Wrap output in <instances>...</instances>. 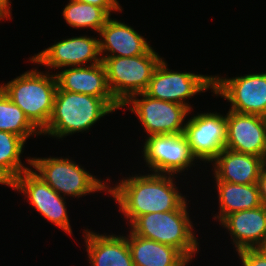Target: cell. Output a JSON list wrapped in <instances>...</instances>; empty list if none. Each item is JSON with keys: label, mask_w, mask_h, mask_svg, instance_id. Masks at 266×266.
<instances>
[{"label": "cell", "mask_w": 266, "mask_h": 266, "mask_svg": "<svg viewBox=\"0 0 266 266\" xmlns=\"http://www.w3.org/2000/svg\"><path fill=\"white\" fill-rule=\"evenodd\" d=\"M150 173L123 178L114 187L108 185L106 193L115 199L129 224L141 215L177 210L186 201L175 186L173 177L177 176Z\"/></svg>", "instance_id": "obj_1"}, {"label": "cell", "mask_w": 266, "mask_h": 266, "mask_svg": "<svg viewBox=\"0 0 266 266\" xmlns=\"http://www.w3.org/2000/svg\"><path fill=\"white\" fill-rule=\"evenodd\" d=\"M115 110L100 97L56 89L53 112L41 132L58 139L89 130L102 117Z\"/></svg>", "instance_id": "obj_2"}, {"label": "cell", "mask_w": 266, "mask_h": 266, "mask_svg": "<svg viewBox=\"0 0 266 266\" xmlns=\"http://www.w3.org/2000/svg\"><path fill=\"white\" fill-rule=\"evenodd\" d=\"M187 207L186 200L177 210L138 216L129 229L135 235L178 249L191 262L199 243Z\"/></svg>", "instance_id": "obj_3"}, {"label": "cell", "mask_w": 266, "mask_h": 266, "mask_svg": "<svg viewBox=\"0 0 266 266\" xmlns=\"http://www.w3.org/2000/svg\"><path fill=\"white\" fill-rule=\"evenodd\" d=\"M0 88L26 115L29 121L42 132L53 112L57 80L49 70L45 73L32 69Z\"/></svg>", "instance_id": "obj_4"}, {"label": "cell", "mask_w": 266, "mask_h": 266, "mask_svg": "<svg viewBox=\"0 0 266 266\" xmlns=\"http://www.w3.org/2000/svg\"><path fill=\"white\" fill-rule=\"evenodd\" d=\"M27 163L53 190L61 196L82 197L94 192L108 191V183L96 178L69 158H29Z\"/></svg>", "instance_id": "obj_5"}, {"label": "cell", "mask_w": 266, "mask_h": 266, "mask_svg": "<svg viewBox=\"0 0 266 266\" xmlns=\"http://www.w3.org/2000/svg\"><path fill=\"white\" fill-rule=\"evenodd\" d=\"M153 48L134 57H101L109 89L123 106L133 95L144 93L162 59Z\"/></svg>", "instance_id": "obj_6"}, {"label": "cell", "mask_w": 266, "mask_h": 266, "mask_svg": "<svg viewBox=\"0 0 266 266\" xmlns=\"http://www.w3.org/2000/svg\"><path fill=\"white\" fill-rule=\"evenodd\" d=\"M208 89L213 92L214 75L172 71L167 67V62L162 59L144 93L155 99L184 105L191 110L193 108L186 99L189 100L192 96Z\"/></svg>", "instance_id": "obj_7"}, {"label": "cell", "mask_w": 266, "mask_h": 266, "mask_svg": "<svg viewBox=\"0 0 266 266\" xmlns=\"http://www.w3.org/2000/svg\"><path fill=\"white\" fill-rule=\"evenodd\" d=\"M126 105L131 106L129 110L138 117L148 136L184 133L185 118L191 113L184 105L155 99L145 93L133 95L122 107Z\"/></svg>", "instance_id": "obj_8"}, {"label": "cell", "mask_w": 266, "mask_h": 266, "mask_svg": "<svg viewBox=\"0 0 266 266\" xmlns=\"http://www.w3.org/2000/svg\"><path fill=\"white\" fill-rule=\"evenodd\" d=\"M142 147L144 161L153 173L178 175L196 161L184 133L150 135Z\"/></svg>", "instance_id": "obj_9"}, {"label": "cell", "mask_w": 266, "mask_h": 266, "mask_svg": "<svg viewBox=\"0 0 266 266\" xmlns=\"http://www.w3.org/2000/svg\"><path fill=\"white\" fill-rule=\"evenodd\" d=\"M214 95L230 102L233 112L266 117V72L235 78L214 76Z\"/></svg>", "instance_id": "obj_10"}, {"label": "cell", "mask_w": 266, "mask_h": 266, "mask_svg": "<svg viewBox=\"0 0 266 266\" xmlns=\"http://www.w3.org/2000/svg\"><path fill=\"white\" fill-rule=\"evenodd\" d=\"M17 192L24 193L27 201L44 218L71 234L72 229L67 214L66 198L53 190L32 168L24 171L11 184Z\"/></svg>", "instance_id": "obj_11"}, {"label": "cell", "mask_w": 266, "mask_h": 266, "mask_svg": "<svg viewBox=\"0 0 266 266\" xmlns=\"http://www.w3.org/2000/svg\"><path fill=\"white\" fill-rule=\"evenodd\" d=\"M223 115L206 112L187 119L184 134L196 160L212 163L225 148L227 123Z\"/></svg>", "instance_id": "obj_12"}, {"label": "cell", "mask_w": 266, "mask_h": 266, "mask_svg": "<svg viewBox=\"0 0 266 266\" xmlns=\"http://www.w3.org/2000/svg\"><path fill=\"white\" fill-rule=\"evenodd\" d=\"M34 64L44 65L55 70L58 68L95 65L102 62L99 38L79 36L62 39L45 50L29 57Z\"/></svg>", "instance_id": "obj_13"}, {"label": "cell", "mask_w": 266, "mask_h": 266, "mask_svg": "<svg viewBox=\"0 0 266 266\" xmlns=\"http://www.w3.org/2000/svg\"><path fill=\"white\" fill-rule=\"evenodd\" d=\"M226 114L227 139L225 148L264 158L265 117L231 110Z\"/></svg>", "instance_id": "obj_14"}, {"label": "cell", "mask_w": 266, "mask_h": 266, "mask_svg": "<svg viewBox=\"0 0 266 266\" xmlns=\"http://www.w3.org/2000/svg\"><path fill=\"white\" fill-rule=\"evenodd\" d=\"M54 74L60 90L103 98L115 111L123 108L109 89L106 69L102 62L95 65L63 68Z\"/></svg>", "instance_id": "obj_15"}, {"label": "cell", "mask_w": 266, "mask_h": 266, "mask_svg": "<svg viewBox=\"0 0 266 266\" xmlns=\"http://www.w3.org/2000/svg\"><path fill=\"white\" fill-rule=\"evenodd\" d=\"M221 226L227 229L238 252L266 245V206L233 212L225 216Z\"/></svg>", "instance_id": "obj_16"}, {"label": "cell", "mask_w": 266, "mask_h": 266, "mask_svg": "<svg viewBox=\"0 0 266 266\" xmlns=\"http://www.w3.org/2000/svg\"><path fill=\"white\" fill-rule=\"evenodd\" d=\"M98 35L101 57H134L147 54L152 49L133 27L117 19L110 18Z\"/></svg>", "instance_id": "obj_17"}, {"label": "cell", "mask_w": 266, "mask_h": 266, "mask_svg": "<svg viewBox=\"0 0 266 266\" xmlns=\"http://www.w3.org/2000/svg\"><path fill=\"white\" fill-rule=\"evenodd\" d=\"M215 181L235 184L258 183L264 158L238 153L224 148L212 161Z\"/></svg>", "instance_id": "obj_18"}, {"label": "cell", "mask_w": 266, "mask_h": 266, "mask_svg": "<svg viewBox=\"0 0 266 266\" xmlns=\"http://www.w3.org/2000/svg\"><path fill=\"white\" fill-rule=\"evenodd\" d=\"M91 266H134L126 236L83 232Z\"/></svg>", "instance_id": "obj_19"}, {"label": "cell", "mask_w": 266, "mask_h": 266, "mask_svg": "<svg viewBox=\"0 0 266 266\" xmlns=\"http://www.w3.org/2000/svg\"><path fill=\"white\" fill-rule=\"evenodd\" d=\"M134 266H187L191 262L176 248L129 231L126 235Z\"/></svg>", "instance_id": "obj_20"}, {"label": "cell", "mask_w": 266, "mask_h": 266, "mask_svg": "<svg viewBox=\"0 0 266 266\" xmlns=\"http://www.w3.org/2000/svg\"><path fill=\"white\" fill-rule=\"evenodd\" d=\"M215 183L220 211L213 218L218 219L219 222L233 212L254 209L263 205L258 183L235 184L224 181H216Z\"/></svg>", "instance_id": "obj_21"}, {"label": "cell", "mask_w": 266, "mask_h": 266, "mask_svg": "<svg viewBox=\"0 0 266 266\" xmlns=\"http://www.w3.org/2000/svg\"><path fill=\"white\" fill-rule=\"evenodd\" d=\"M25 140L13 133L0 131V175L11 184L30 169L21 162Z\"/></svg>", "instance_id": "obj_22"}, {"label": "cell", "mask_w": 266, "mask_h": 266, "mask_svg": "<svg viewBox=\"0 0 266 266\" xmlns=\"http://www.w3.org/2000/svg\"><path fill=\"white\" fill-rule=\"evenodd\" d=\"M62 15L70 27L89 28L96 33H99L111 17L105 9L77 0H69V3L63 8Z\"/></svg>", "instance_id": "obj_23"}, {"label": "cell", "mask_w": 266, "mask_h": 266, "mask_svg": "<svg viewBox=\"0 0 266 266\" xmlns=\"http://www.w3.org/2000/svg\"><path fill=\"white\" fill-rule=\"evenodd\" d=\"M0 131L22 137L25 141L41 132L29 121L25 113L0 88Z\"/></svg>", "instance_id": "obj_24"}, {"label": "cell", "mask_w": 266, "mask_h": 266, "mask_svg": "<svg viewBox=\"0 0 266 266\" xmlns=\"http://www.w3.org/2000/svg\"><path fill=\"white\" fill-rule=\"evenodd\" d=\"M237 254L242 266H266V253L261 248L243 249Z\"/></svg>", "instance_id": "obj_25"}, {"label": "cell", "mask_w": 266, "mask_h": 266, "mask_svg": "<svg viewBox=\"0 0 266 266\" xmlns=\"http://www.w3.org/2000/svg\"><path fill=\"white\" fill-rule=\"evenodd\" d=\"M82 3L92 4L97 7H101L105 9L110 15L113 11H119L122 12V7L119 4V1L117 0H77Z\"/></svg>", "instance_id": "obj_26"}, {"label": "cell", "mask_w": 266, "mask_h": 266, "mask_svg": "<svg viewBox=\"0 0 266 266\" xmlns=\"http://www.w3.org/2000/svg\"><path fill=\"white\" fill-rule=\"evenodd\" d=\"M258 186L262 204L266 206V165L261 170Z\"/></svg>", "instance_id": "obj_27"}, {"label": "cell", "mask_w": 266, "mask_h": 266, "mask_svg": "<svg viewBox=\"0 0 266 266\" xmlns=\"http://www.w3.org/2000/svg\"><path fill=\"white\" fill-rule=\"evenodd\" d=\"M11 10H9L1 1H0V21L4 18H11Z\"/></svg>", "instance_id": "obj_28"}, {"label": "cell", "mask_w": 266, "mask_h": 266, "mask_svg": "<svg viewBox=\"0 0 266 266\" xmlns=\"http://www.w3.org/2000/svg\"><path fill=\"white\" fill-rule=\"evenodd\" d=\"M9 10L11 9V2L10 0H0Z\"/></svg>", "instance_id": "obj_29"}, {"label": "cell", "mask_w": 266, "mask_h": 266, "mask_svg": "<svg viewBox=\"0 0 266 266\" xmlns=\"http://www.w3.org/2000/svg\"><path fill=\"white\" fill-rule=\"evenodd\" d=\"M0 184L10 187V184L1 175H0Z\"/></svg>", "instance_id": "obj_30"}, {"label": "cell", "mask_w": 266, "mask_h": 266, "mask_svg": "<svg viewBox=\"0 0 266 266\" xmlns=\"http://www.w3.org/2000/svg\"><path fill=\"white\" fill-rule=\"evenodd\" d=\"M265 122H266V117H265ZM264 161L266 163V138H265V148H264Z\"/></svg>", "instance_id": "obj_31"}, {"label": "cell", "mask_w": 266, "mask_h": 266, "mask_svg": "<svg viewBox=\"0 0 266 266\" xmlns=\"http://www.w3.org/2000/svg\"><path fill=\"white\" fill-rule=\"evenodd\" d=\"M266 253V245L261 248Z\"/></svg>", "instance_id": "obj_32"}]
</instances>
